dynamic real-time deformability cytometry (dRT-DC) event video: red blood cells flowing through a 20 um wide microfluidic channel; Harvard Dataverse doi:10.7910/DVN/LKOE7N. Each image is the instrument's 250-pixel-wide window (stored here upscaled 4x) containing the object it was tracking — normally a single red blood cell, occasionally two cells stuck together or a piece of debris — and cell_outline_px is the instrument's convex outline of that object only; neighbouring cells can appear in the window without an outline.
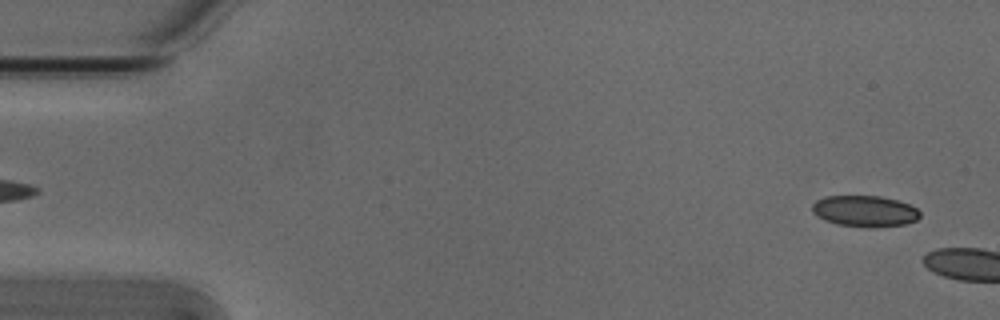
{"species": "Egyptian fruit bat (a non-hibernating species)", "species_latin": "Rousettus aegyptiacus", "temperature_condition": "cold", "stored_images_in_passage": 5, "camera_frame_rate_fps": 3000, "um_per_image_px": 0.085, "animal": {"sex": "male"}, "frame": {"image": 1, "passage_image": 2, "time_ms": 0.333, "image_size_px": [1000, 320], "cell_outline_px": [[920, 216], [916, 220], [904, 224], [872, 228], [868, 228], [836, 224], [824, 220], [816, 216], [812, 212], [812, 204], [816, 200], [824, 196], [880, 196], [896, 200], [908, 204], [916, 208], [920, 212]], "centroid_in_image_um": [73.47, 17.95], "position_along_channel_um": 11.5, "area_um2": 19.71}}